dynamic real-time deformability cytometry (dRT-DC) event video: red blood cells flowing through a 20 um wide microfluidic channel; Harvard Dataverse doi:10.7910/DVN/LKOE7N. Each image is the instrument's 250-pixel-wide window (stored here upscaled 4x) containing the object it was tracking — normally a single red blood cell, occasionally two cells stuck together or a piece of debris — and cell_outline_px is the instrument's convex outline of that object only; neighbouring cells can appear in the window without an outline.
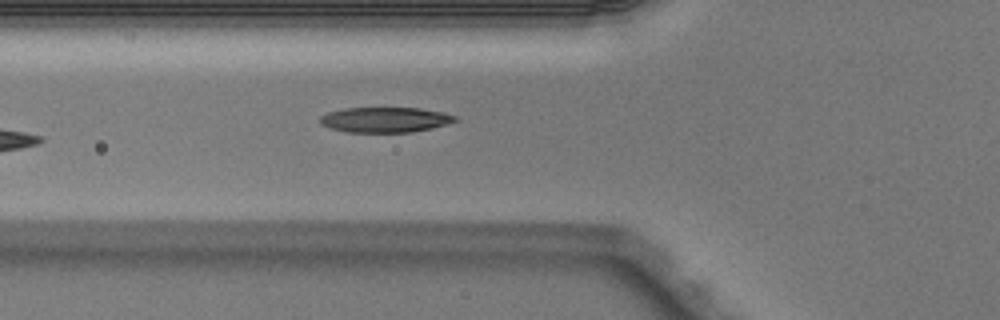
{"species": "Egyptian fruit bat (a non-hibernating species)", "species_latin": "Rousettus aegyptiacus", "temperature_condition": "warm", "stored_images_in_passage": 5, "camera_frame_rate_fps": 3000, "um_per_image_px": 0.085, "animal": {"sex": "male"}, "frame": {"image": 1, "passage_image": 5, "time_ms": 1.333, "image_size_px": [1000, 320], "cell_outline_px": [[460, 120], [448, 124], [432, 128], [412, 132], [344, 132], [328, 128], [320, 124], [320, 116], [328, 112], [344, 108], [420, 108], [444, 112], [456, 116]], "centroid_in_image_um": [32.74, 10.18], "position_along_channel_um": 93.1, "area_um2": 20.11}}